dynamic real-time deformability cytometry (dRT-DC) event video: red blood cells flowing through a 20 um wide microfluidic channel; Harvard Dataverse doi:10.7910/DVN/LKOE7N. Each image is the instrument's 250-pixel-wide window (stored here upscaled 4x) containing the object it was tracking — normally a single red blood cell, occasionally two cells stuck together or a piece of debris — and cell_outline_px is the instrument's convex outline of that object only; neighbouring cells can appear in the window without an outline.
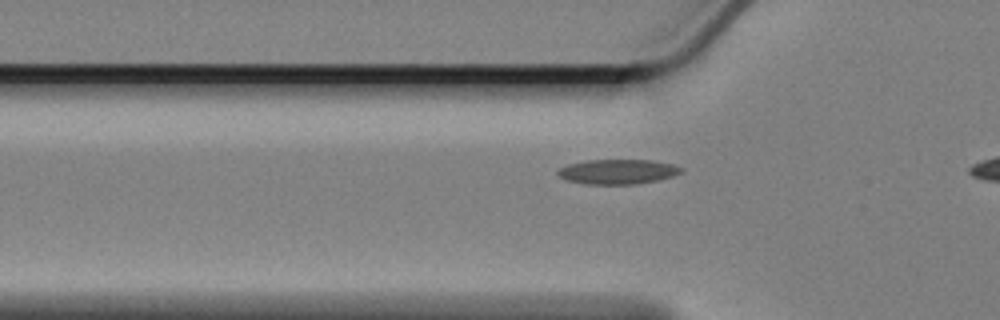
{"species": "Egyptian fruit bat (a non-hibernating species)", "species_latin": "Rousettus aegyptiacus", "temperature_condition": "cold", "stored_images_in_passage": 42, "camera_frame_rate_fps": 3000, "um_per_image_px": 0.085, "animal": {"sex": "female"}, "frame": {"image": 1, "passage_image": 11, "time_ms": 3.333, "image_size_px": [1000, 320], "cell_outline_px": [[684, 172], [672, 176], [656, 180], [636, 184], [584, 184], [568, 180], [560, 176], [556, 172], [560, 168], [568, 164], [588, 160], [652, 160], [672, 164], [684, 168]], "centroid_in_image_um": [52.53, 14.59], "position_along_channel_um": 73.3, "area_um2": 17.74}}
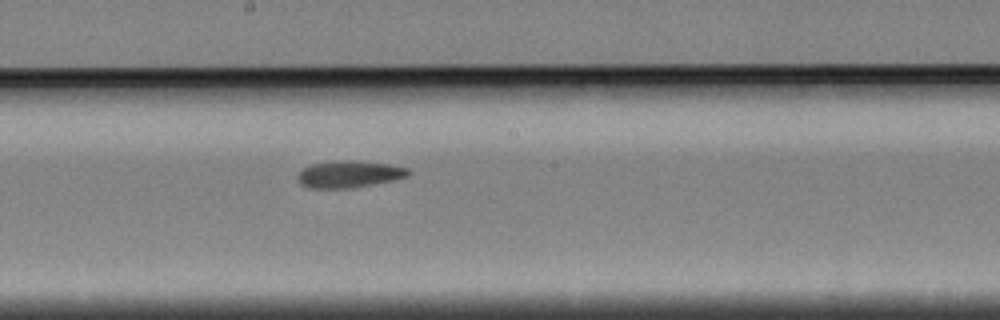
{"frame": {"image": 2, "passage_image": 24, "time_ms": 7.667, "image_size_px": [1000, 320], "cell_outline_px": [[408, 176], [392, 180], [352, 188], [308, 188], [300, 184], [296, 176], [304, 168], [312, 164], [336, 160], [348, 160], [388, 164], [408, 168]], "centroid_in_image_um": [29.62, 14.81], "position_along_channel_um": 218.6, "area_um2": 17.17}}
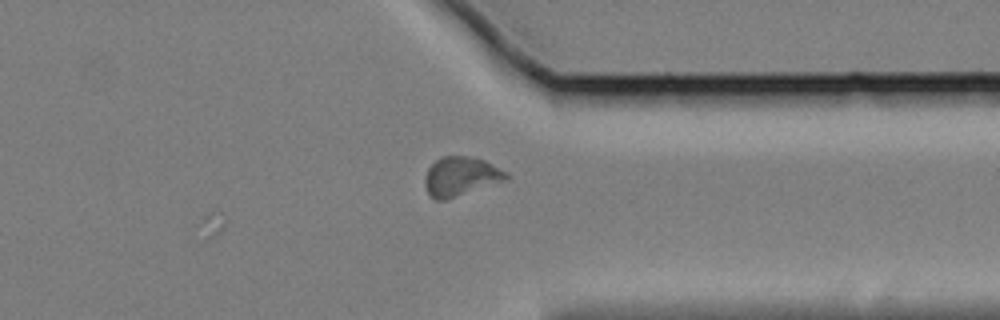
{"frame": {"image": 3, "passage_image": 38, "time_ms": 12.333, "image_size_px": [1000, 320], "cell_outline_px": [[508, 180], [444, 200], [436, 200], [428, 192], [424, 184], [424, 176], [428, 168], [436, 160], [444, 156], [472, 156], [484, 160], [508, 172]], "centroid_in_image_um": [39.18, 14.98], "position_along_channel_um": 372.2, "area_um2": 18.55}, "authors_computed_cell_mechanics": {"area_um2": 17.3111, "velocity_mm_per_s": 3.3374, "shape_relaxation_time_tau1_ms": 10.1885, "shape_relaxation_time_tau2_ms": 5.6887, "deformation_change_tau1": 0.1239, "deformation_change_tau2": 0.1086}}